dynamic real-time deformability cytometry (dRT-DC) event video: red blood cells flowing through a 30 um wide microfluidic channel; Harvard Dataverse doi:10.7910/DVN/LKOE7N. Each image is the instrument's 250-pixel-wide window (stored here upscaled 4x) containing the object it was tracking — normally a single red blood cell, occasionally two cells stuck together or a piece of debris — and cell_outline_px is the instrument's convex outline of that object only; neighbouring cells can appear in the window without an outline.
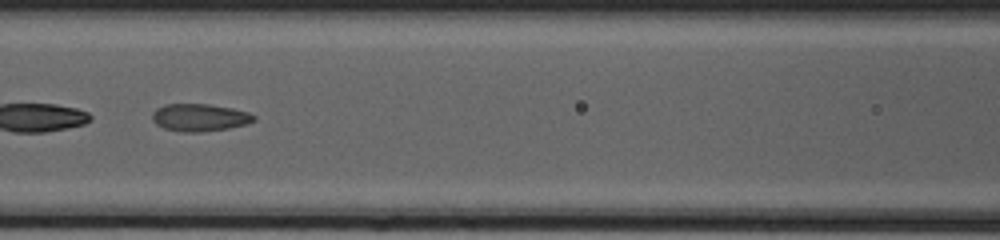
{"species": "common noctule bat (a hibernating species)", "species_latin": "Nyctalus noctula", "temperature_condition": "cold", "stored_images_in_passage": 49, "segment_of_instrument_passage": [2, 2], "camera_frame_rate_fps": 3000, "um_per_image_px": 0.085, "animal": {"sex": "female", "body_mass_g": 20.0, "forearm_length_mm": 54.0}, "frame": {"image": 1, "passage_image": 24, "time_ms": 7.667, "image_size_px": [1000, 240], "cell_outline_px": [[256, 120], [248, 124], [228, 128], [200, 132], [180, 132], [164, 128], [156, 124], [152, 120], [152, 112], [156, 108], [164, 104], [208, 104], [232, 108], [248, 112], [256, 116]], "centroid_in_image_um": [16.96, 9.99], "position_along_channel_um": 149.6, "area_um2": 16.42}}
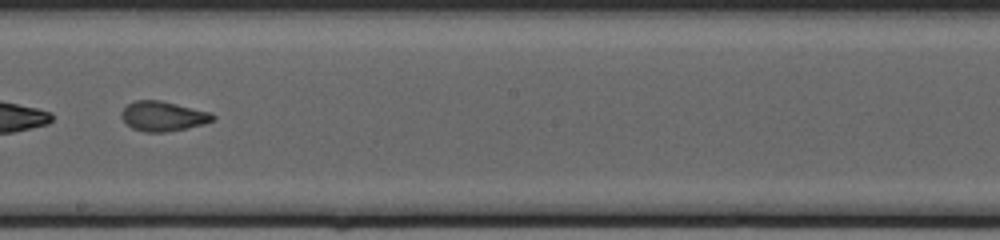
{"frame": {"image": 2, "passage_image": 30, "time_ms": 9.667, "image_size_px": [1000, 240], "cell_outline_px": [[216, 116], [212, 120], [204, 124], [164, 132], [144, 132], [132, 128], [120, 116], [120, 112], [128, 104], [136, 100], [160, 100], [212, 112]], "centroid_in_image_um": [13.85, 9.86], "position_along_channel_um": 234.3, "area_um2": 15.78}}
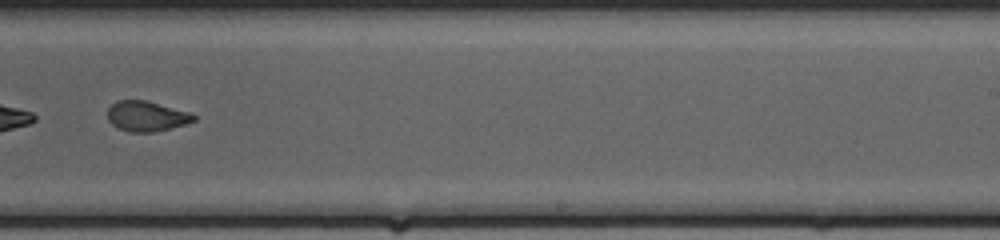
{"frame": {"image": 3, "passage_image": 33, "time_ms": 10.667, "image_size_px": [1000, 240], "cell_outline_px": [[196, 120], [184, 124], [152, 132], [128, 132], [116, 128], [108, 120], [108, 108], [116, 100], [144, 100], [192, 112], [196, 116]], "centroid_in_image_um": [12.44, 9.87], "position_along_channel_um": 276.6, "area_um2": 15.2}}